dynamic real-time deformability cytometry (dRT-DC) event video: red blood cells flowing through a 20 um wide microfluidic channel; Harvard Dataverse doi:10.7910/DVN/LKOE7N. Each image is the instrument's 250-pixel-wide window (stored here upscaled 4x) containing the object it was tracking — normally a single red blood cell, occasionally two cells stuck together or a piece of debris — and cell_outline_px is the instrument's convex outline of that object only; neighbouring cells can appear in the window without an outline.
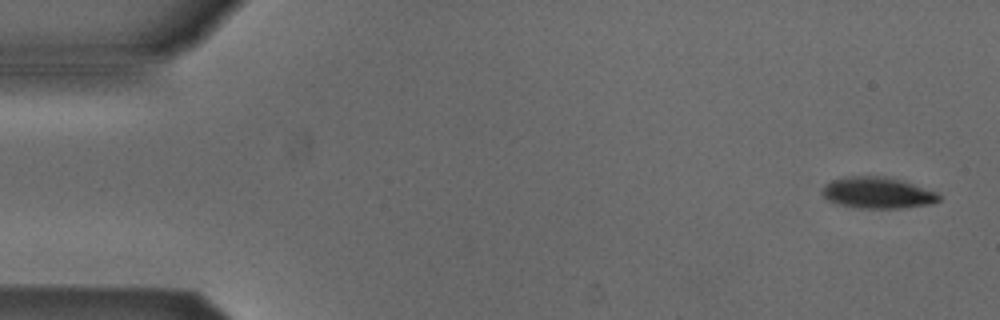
{"species": "Egyptian fruit bat (a non-hibernating species)", "species_latin": "Rousettus aegyptiacus", "temperature_condition": "cold", "stored_images_in_passage": 6, "camera_frame_rate_fps": 3000, "um_per_image_px": 0.085, "animal": {"sex": "male"}, "frame": {"image": 1, "passage_image": 1, "time_ms": 0.0, "image_size_px": [1000, 320], "cell_outline_px": [[940, 200], [932, 204], [904, 208], [852, 208], [836, 204], [828, 200], [820, 192], [824, 184], [832, 180], [852, 176], [880, 176], [900, 180], [936, 192], [940, 196]], "centroid_in_image_um": [74.55, 16.41], "position_along_channel_um": 10.5, "area_um2": 21.33}}
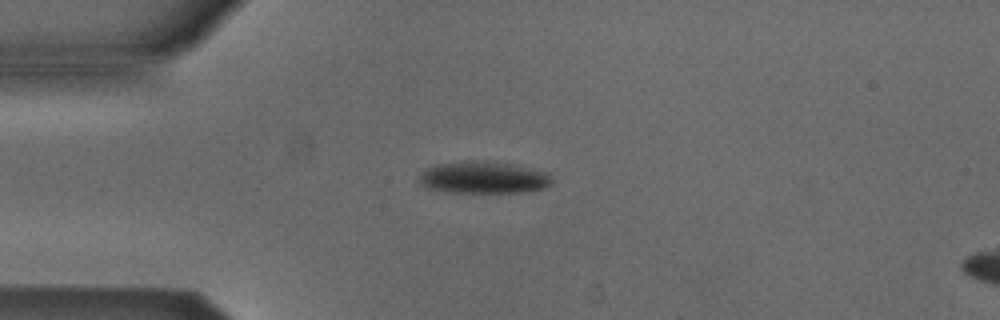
{"frame": {"image": 2, "passage_image": 4, "time_ms": 1.0, "image_size_px": [1000, 320], "cell_outline_px": [[552, 184], [544, 188], [524, 192], [444, 192], [428, 188], [420, 180], [420, 176], [428, 168], [436, 164], [472, 160], [476, 160], [508, 164], [544, 172], [552, 180]], "centroid_in_image_um": [41.08, 15.1], "position_along_channel_um": 43.9, "area_um2": 24.16}}
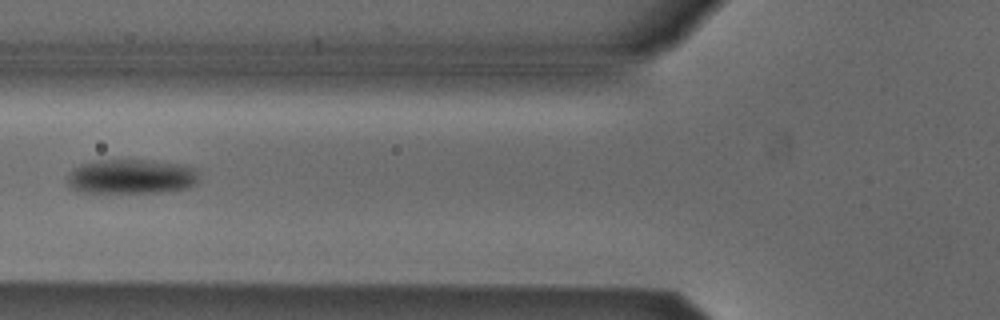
{"frame": {"image": 3, "passage_image": 6, "time_ms": 1.667, "image_size_px": [1000, 320], "cell_outline_px": [[200, 180], [196, 184], [188, 188], [160, 192], [76, 192], [68, 184], [68, 176], [76, 168], [84, 164], [96, 160], [144, 160], [180, 164], [196, 168]], "centroid_in_image_um": [11.22, 15.02], "position_along_channel_um": 114.6, "area_um2": 26.41}}